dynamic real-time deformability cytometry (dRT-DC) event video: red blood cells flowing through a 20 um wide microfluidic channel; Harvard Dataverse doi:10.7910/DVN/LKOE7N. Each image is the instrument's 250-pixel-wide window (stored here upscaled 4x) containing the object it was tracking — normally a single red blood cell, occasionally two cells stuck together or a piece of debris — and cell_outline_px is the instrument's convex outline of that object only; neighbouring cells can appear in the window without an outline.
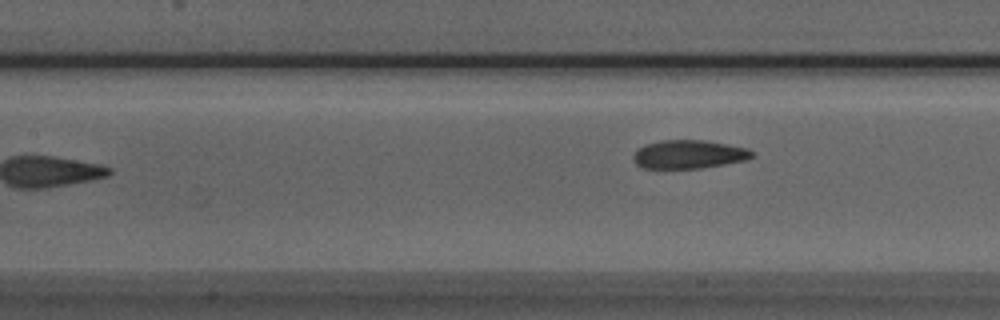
{"species": "Egyptian fruit bat (a non-hibernating species)", "species_latin": "Rousettus aegyptiacus", "temperature_condition": "room temperature", "stored_images_in_passage": 8, "camera_frame_rate_fps": 3000, "um_per_image_px": 0.085, "animal": {"sex": "male"}, "frame": {"image": 1, "passage_image": 8, "time_ms": 2.333, "image_size_px": [1000, 320], "cell_outline_px": [[756, 156], [748, 160], [700, 168], [644, 168], [636, 164], [632, 160], [632, 156], [644, 144], [660, 140], [704, 140], [748, 148]], "centroid_in_image_um": [58.56, 13.11], "position_along_channel_um": 148.8, "area_um2": 19.77}}